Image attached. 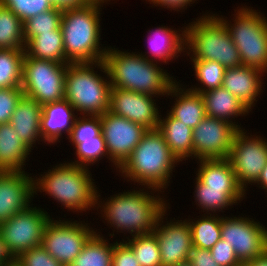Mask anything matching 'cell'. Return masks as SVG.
Listing matches in <instances>:
<instances>
[{"label": "cell", "instance_id": "6da1fadb", "mask_svg": "<svg viewBox=\"0 0 267 266\" xmlns=\"http://www.w3.org/2000/svg\"><path fill=\"white\" fill-rule=\"evenodd\" d=\"M107 1L111 0H91L85 5L63 9L60 27L65 56L71 63L104 60L108 47L99 45V16L101 6Z\"/></svg>", "mask_w": 267, "mask_h": 266}, {"label": "cell", "instance_id": "7a4b0ae2", "mask_svg": "<svg viewBox=\"0 0 267 266\" xmlns=\"http://www.w3.org/2000/svg\"><path fill=\"white\" fill-rule=\"evenodd\" d=\"M108 48L104 62L108 70L111 87L135 91L147 95H167L175 78L153 61L141 54Z\"/></svg>", "mask_w": 267, "mask_h": 266}, {"label": "cell", "instance_id": "3957f363", "mask_svg": "<svg viewBox=\"0 0 267 266\" xmlns=\"http://www.w3.org/2000/svg\"><path fill=\"white\" fill-rule=\"evenodd\" d=\"M148 190H133L110 196L105 204L100 201L97 193V207H101L103 218H106L117 232H128L131 236L152 233L159 216L167 210V203L159 195H150ZM156 196V197H155ZM99 200V201H98ZM99 202V203H98ZM101 202V203H100ZM102 204V205H100ZM105 216V217H104ZM133 233V234H132Z\"/></svg>", "mask_w": 267, "mask_h": 266}, {"label": "cell", "instance_id": "277c9868", "mask_svg": "<svg viewBox=\"0 0 267 266\" xmlns=\"http://www.w3.org/2000/svg\"><path fill=\"white\" fill-rule=\"evenodd\" d=\"M177 162L163 135L157 129L147 130L119 172L134 183L159 193L166 189Z\"/></svg>", "mask_w": 267, "mask_h": 266}, {"label": "cell", "instance_id": "5b68a950", "mask_svg": "<svg viewBox=\"0 0 267 266\" xmlns=\"http://www.w3.org/2000/svg\"><path fill=\"white\" fill-rule=\"evenodd\" d=\"M90 170L71 163H61L34 179V193L43 190L68 210L82 212L96 208L97 193Z\"/></svg>", "mask_w": 267, "mask_h": 266}, {"label": "cell", "instance_id": "8992f818", "mask_svg": "<svg viewBox=\"0 0 267 266\" xmlns=\"http://www.w3.org/2000/svg\"><path fill=\"white\" fill-rule=\"evenodd\" d=\"M95 67L107 74L108 80L96 74ZM110 90L111 83L104 60L67 65L65 99L75 108L76 113L89 116L102 115L109 111Z\"/></svg>", "mask_w": 267, "mask_h": 266}, {"label": "cell", "instance_id": "52a82bcc", "mask_svg": "<svg viewBox=\"0 0 267 266\" xmlns=\"http://www.w3.org/2000/svg\"><path fill=\"white\" fill-rule=\"evenodd\" d=\"M208 14L189 23L186 29V51L190 59L214 60L225 68L242 65L240 55L219 15ZM192 52V55H189Z\"/></svg>", "mask_w": 267, "mask_h": 266}, {"label": "cell", "instance_id": "ba28073f", "mask_svg": "<svg viewBox=\"0 0 267 266\" xmlns=\"http://www.w3.org/2000/svg\"><path fill=\"white\" fill-rule=\"evenodd\" d=\"M235 17H233L235 19L233 24L223 16L219 18L224 22L238 49L242 65L257 68L266 73L267 18L247 6L239 8Z\"/></svg>", "mask_w": 267, "mask_h": 266}, {"label": "cell", "instance_id": "9c48e42d", "mask_svg": "<svg viewBox=\"0 0 267 266\" xmlns=\"http://www.w3.org/2000/svg\"><path fill=\"white\" fill-rule=\"evenodd\" d=\"M68 64L35 59L26 52L21 89L40 105L65 99V74Z\"/></svg>", "mask_w": 267, "mask_h": 266}, {"label": "cell", "instance_id": "30bf717a", "mask_svg": "<svg viewBox=\"0 0 267 266\" xmlns=\"http://www.w3.org/2000/svg\"><path fill=\"white\" fill-rule=\"evenodd\" d=\"M50 220L44 209L29 206L0 223V235L11 255L16 258L24 251L41 246L46 225Z\"/></svg>", "mask_w": 267, "mask_h": 266}, {"label": "cell", "instance_id": "8fae6325", "mask_svg": "<svg viewBox=\"0 0 267 266\" xmlns=\"http://www.w3.org/2000/svg\"><path fill=\"white\" fill-rule=\"evenodd\" d=\"M221 239L233 247L242 265L267 253V228L252 218L222 216Z\"/></svg>", "mask_w": 267, "mask_h": 266}, {"label": "cell", "instance_id": "7c38bea8", "mask_svg": "<svg viewBox=\"0 0 267 266\" xmlns=\"http://www.w3.org/2000/svg\"><path fill=\"white\" fill-rule=\"evenodd\" d=\"M76 222L51 219L42 238L41 246L64 266L71 265L84 244L96 232L86 223Z\"/></svg>", "mask_w": 267, "mask_h": 266}, {"label": "cell", "instance_id": "4fadbf2b", "mask_svg": "<svg viewBox=\"0 0 267 266\" xmlns=\"http://www.w3.org/2000/svg\"><path fill=\"white\" fill-rule=\"evenodd\" d=\"M244 130L239 129L234 135L228 159L238 184L245 190L248 183H255L258 180L267 165V141L264 137L256 135L249 137Z\"/></svg>", "mask_w": 267, "mask_h": 266}, {"label": "cell", "instance_id": "5bb4252c", "mask_svg": "<svg viewBox=\"0 0 267 266\" xmlns=\"http://www.w3.org/2000/svg\"><path fill=\"white\" fill-rule=\"evenodd\" d=\"M100 120L108 160L119 169L130 157L148 129L109 111L100 115Z\"/></svg>", "mask_w": 267, "mask_h": 266}, {"label": "cell", "instance_id": "9a60e30c", "mask_svg": "<svg viewBox=\"0 0 267 266\" xmlns=\"http://www.w3.org/2000/svg\"><path fill=\"white\" fill-rule=\"evenodd\" d=\"M239 129L232 123L206 116L193 129V158H228L234 135Z\"/></svg>", "mask_w": 267, "mask_h": 266}, {"label": "cell", "instance_id": "2e32d148", "mask_svg": "<svg viewBox=\"0 0 267 266\" xmlns=\"http://www.w3.org/2000/svg\"><path fill=\"white\" fill-rule=\"evenodd\" d=\"M153 97L156 96L111 87L109 112L141 124L148 130L158 129L160 113Z\"/></svg>", "mask_w": 267, "mask_h": 266}, {"label": "cell", "instance_id": "e0dca14e", "mask_svg": "<svg viewBox=\"0 0 267 266\" xmlns=\"http://www.w3.org/2000/svg\"><path fill=\"white\" fill-rule=\"evenodd\" d=\"M165 212L166 210L156 221L153 233L158 241L162 266H175L188 261L189 253L193 248L191 228L186 219L175 220V222L170 220L164 225L162 222L167 214Z\"/></svg>", "mask_w": 267, "mask_h": 266}, {"label": "cell", "instance_id": "ac0fdd59", "mask_svg": "<svg viewBox=\"0 0 267 266\" xmlns=\"http://www.w3.org/2000/svg\"><path fill=\"white\" fill-rule=\"evenodd\" d=\"M34 179L25 171H0V223L30 206Z\"/></svg>", "mask_w": 267, "mask_h": 266}, {"label": "cell", "instance_id": "d6986e66", "mask_svg": "<svg viewBox=\"0 0 267 266\" xmlns=\"http://www.w3.org/2000/svg\"><path fill=\"white\" fill-rule=\"evenodd\" d=\"M263 73L260 69L246 65L226 68L222 87L252 110L264 84L261 81Z\"/></svg>", "mask_w": 267, "mask_h": 266}, {"label": "cell", "instance_id": "ffe728a7", "mask_svg": "<svg viewBox=\"0 0 267 266\" xmlns=\"http://www.w3.org/2000/svg\"><path fill=\"white\" fill-rule=\"evenodd\" d=\"M74 112L75 108L66 99L42 105L40 133L44 142L54 144L63 133L68 138L77 117Z\"/></svg>", "mask_w": 267, "mask_h": 266}, {"label": "cell", "instance_id": "44dd1931", "mask_svg": "<svg viewBox=\"0 0 267 266\" xmlns=\"http://www.w3.org/2000/svg\"><path fill=\"white\" fill-rule=\"evenodd\" d=\"M198 164L200 168L197 169L195 189L246 191L238 184L228 158L202 159Z\"/></svg>", "mask_w": 267, "mask_h": 266}, {"label": "cell", "instance_id": "7402d4cb", "mask_svg": "<svg viewBox=\"0 0 267 266\" xmlns=\"http://www.w3.org/2000/svg\"><path fill=\"white\" fill-rule=\"evenodd\" d=\"M41 116L42 105L25 95L21 97L11 116L9 123L30 149L40 138L43 141L40 133Z\"/></svg>", "mask_w": 267, "mask_h": 266}, {"label": "cell", "instance_id": "603a6c76", "mask_svg": "<svg viewBox=\"0 0 267 266\" xmlns=\"http://www.w3.org/2000/svg\"><path fill=\"white\" fill-rule=\"evenodd\" d=\"M183 30H172L171 28L167 27H158L155 28L154 31L149 30L148 35V44L149 46V53L150 56L143 55L147 60L153 62H164L165 64L168 63L173 58H177L181 54V52H186V29L182 28ZM179 32V33H178ZM180 32H182L180 34ZM177 56V57H176ZM151 59H149V58ZM158 60V61H157Z\"/></svg>", "mask_w": 267, "mask_h": 266}, {"label": "cell", "instance_id": "cb8c5ba5", "mask_svg": "<svg viewBox=\"0 0 267 266\" xmlns=\"http://www.w3.org/2000/svg\"><path fill=\"white\" fill-rule=\"evenodd\" d=\"M178 83L176 81L168 92V95L177 97L169 113L184 125L194 129L206 117L204 99L200 93L189 88L185 90V87L182 89V85Z\"/></svg>", "mask_w": 267, "mask_h": 266}, {"label": "cell", "instance_id": "d4e9b609", "mask_svg": "<svg viewBox=\"0 0 267 266\" xmlns=\"http://www.w3.org/2000/svg\"><path fill=\"white\" fill-rule=\"evenodd\" d=\"M201 95L204 99L206 116L226 120L241 129L240 125L235 124L231 117L235 119L234 117L240 115L245 116L251 110L240 99L223 87L205 91Z\"/></svg>", "mask_w": 267, "mask_h": 266}, {"label": "cell", "instance_id": "484cf974", "mask_svg": "<svg viewBox=\"0 0 267 266\" xmlns=\"http://www.w3.org/2000/svg\"><path fill=\"white\" fill-rule=\"evenodd\" d=\"M159 118L158 131L178 161L193 157V129L175 119L170 113Z\"/></svg>", "mask_w": 267, "mask_h": 266}, {"label": "cell", "instance_id": "4316f807", "mask_svg": "<svg viewBox=\"0 0 267 266\" xmlns=\"http://www.w3.org/2000/svg\"><path fill=\"white\" fill-rule=\"evenodd\" d=\"M31 149L16 134L10 123L0 124V171H24ZM27 158V159H26Z\"/></svg>", "mask_w": 267, "mask_h": 266}, {"label": "cell", "instance_id": "83f0119b", "mask_svg": "<svg viewBox=\"0 0 267 266\" xmlns=\"http://www.w3.org/2000/svg\"><path fill=\"white\" fill-rule=\"evenodd\" d=\"M25 52L35 59L50 60L62 64L71 63L65 56L61 27L53 32L40 33L25 47Z\"/></svg>", "mask_w": 267, "mask_h": 266}, {"label": "cell", "instance_id": "f1b7e54d", "mask_svg": "<svg viewBox=\"0 0 267 266\" xmlns=\"http://www.w3.org/2000/svg\"><path fill=\"white\" fill-rule=\"evenodd\" d=\"M114 243L95 232L70 266H112Z\"/></svg>", "mask_w": 267, "mask_h": 266}, {"label": "cell", "instance_id": "f546056e", "mask_svg": "<svg viewBox=\"0 0 267 266\" xmlns=\"http://www.w3.org/2000/svg\"><path fill=\"white\" fill-rule=\"evenodd\" d=\"M205 215L198 220H187V222L191 228L193 246L210 250L221 239L222 217L218 214L216 216L215 214Z\"/></svg>", "mask_w": 267, "mask_h": 266}, {"label": "cell", "instance_id": "4dcf8cb0", "mask_svg": "<svg viewBox=\"0 0 267 266\" xmlns=\"http://www.w3.org/2000/svg\"><path fill=\"white\" fill-rule=\"evenodd\" d=\"M24 23L9 8L0 5V49H25Z\"/></svg>", "mask_w": 267, "mask_h": 266}, {"label": "cell", "instance_id": "1f68e13d", "mask_svg": "<svg viewBox=\"0 0 267 266\" xmlns=\"http://www.w3.org/2000/svg\"><path fill=\"white\" fill-rule=\"evenodd\" d=\"M25 49H0V89L21 88Z\"/></svg>", "mask_w": 267, "mask_h": 266}, {"label": "cell", "instance_id": "d6a6232c", "mask_svg": "<svg viewBox=\"0 0 267 266\" xmlns=\"http://www.w3.org/2000/svg\"><path fill=\"white\" fill-rule=\"evenodd\" d=\"M194 192L196 205L198 204L203 209V212L206 211V214H211L212 212L215 214L218 210L223 211L225 207H232L238 201H242L241 199L246 193L245 191H222L214 189H196Z\"/></svg>", "mask_w": 267, "mask_h": 266}, {"label": "cell", "instance_id": "836d02e7", "mask_svg": "<svg viewBox=\"0 0 267 266\" xmlns=\"http://www.w3.org/2000/svg\"><path fill=\"white\" fill-rule=\"evenodd\" d=\"M124 242L132 249L140 266H162L158 241L153 232L132 236Z\"/></svg>", "mask_w": 267, "mask_h": 266}, {"label": "cell", "instance_id": "e575fe53", "mask_svg": "<svg viewBox=\"0 0 267 266\" xmlns=\"http://www.w3.org/2000/svg\"><path fill=\"white\" fill-rule=\"evenodd\" d=\"M195 70L196 80L200 81L202 87L189 88L197 93H204L205 91L222 87L224 73L226 68L214 60H199L191 59Z\"/></svg>", "mask_w": 267, "mask_h": 266}, {"label": "cell", "instance_id": "d590c367", "mask_svg": "<svg viewBox=\"0 0 267 266\" xmlns=\"http://www.w3.org/2000/svg\"><path fill=\"white\" fill-rule=\"evenodd\" d=\"M69 141L75 146L78 159L74 162L71 161V164L87 168L89 165L99 162L106 155L109 158L102 132L95 138L70 139Z\"/></svg>", "mask_w": 267, "mask_h": 266}, {"label": "cell", "instance_id": "8d00e7d4", "mask_svg": "<svg viewBox=\"0 0 267 266\" xmlns=\"http://www.w3.org/2000/svg\"><path fill=\"white\" fill-rule=\"evenodd\" d=\"M63 9L53 7L24 22V40L26 45L40 33L53 32L60 27Z\"/></svg>", "mask_w": 267, "mask_h": 266}, {"label": "cell", "instance_id": "74e56055", "mask_svg": "<svg viewBox=\"0 0 267 266\" xmlns=\"http://www.w3.org/2000/svg\"><path fill=\"white\" fill-rule=\"evenodd\" d=\"M0 5L9 8L23 23L54 7L51 0H0Z\"/></svg>", "mask_w": 267, "mask_h": 266}, {"label": "cell", "instance_id": "f35d334b", "mask_svg": "<svg viewBox=\"0 0 267 266\" xmlns=\"http://www.w3.org/2000/svg\"><path fill=\"white\" fill-rule=\"evenodd\" d=\"M101 132L100 115H83V117H76L71 134L67 139L95 138Z\"/></svg>", "mask_w": 267, "mask_h": 266}, {"label": "cell", "instance_id": "ab89813d", "mask_svg": "<svg viewBox=\"0 0 267 266\" xmlns=\"http://www.w3.org/2000/svg\"><path fill=\"white\" fill-rule=\"evenodd\" d=\"M14 266H64L56 261L42 246L24 251L15 258Z\"/></svg>", "mask_w": 267, "mask_h": 266}, {"label": "cell", "instance_id": "60d3db41", "mask_svg": "<svg viewBox=\"0 0 267 266\" xmlns=\"http://www.w3.org/2000/svg\"><path fill=\"white\" fill-rule=\"evenodd\" d=\"M23 95L21 88L0 89V124L10 122L11 116Z\"/></svg>", "mask_w": 267, "mask_h": 266}, {"label": "cell", "instance_id": "b9f144b4", "mask_svg": "<svg viewBox=\"0 0 267 266\" xmlns=\"http://www.w3.org/2000/svg\"><path fill=\"white\" fill-rule=\"evenodd\" d=\"M211 255L213 260L219 266H241L238 261L234 249L229 244L225 243L223 239H220L211 249Z\"/></svg>", "mask_w": 267, "mask_h": 266}, {"label": "cell", "instance_id": "7bdbcfd3", "mask_svg": "<svg viewBox=\"0 0 267 266\" xmlns=\"http://www.w3.org/2000/svg\"><path fill=\"white\" fill-rule=\"evenodd\" d=\"M112 266H140L132 249L124 242L114 243Z\"/></svg>", "mask_w": 267, "mask_h": 266}, {"label": "cell", "instance_id": "ee69618b", "mask_svg": "<svg viewBox=\"0 0 267 266\" xmlns=\"http://www.w3.org/2000/svg\"><path fill=\"white\" fill-rule=\"evenodd\" d=\"M191 266H219L212 258L210 250L194 247L188 257Z\"/></svg>", "mask_w": 267, "mask_h": 266}, {"label": "cell", "instance_id": "f6af8a7d", "mask_svg": "<svg viewBox=\"0 0 267 266\" xmlns=\"http://www.w3.org/2000/svg\"><path fill=\"white\" fill-rule=\"evenodd\" d=\"M195 1L196 0H148V2L154 4L155 6H163L164 8L167 7V9L169 8L171 11L172 9L175 11H180L179 9L183 10L185 7L187 8L188 4V6H190V4Z\"/></svg>", "mask_w": 267, "mask_h": 266}, {"label": "cell", "instance_id": "bcb514c9", "mask_svg": "<svg viewBox=\"0 0 267 266\" xmlns=\"http://www.w3.org/2000/svg\"><path fill=\"white\" fill-rule=\"evenodd\" d=\"M0 262L4 266H14L15 263V258L11 255V253L7 249V246L4 243L1 235H0Z\"/></svg>", "mask_w": 267, "mask_h": 266}, {"label": "cell", "instance_id": "7dc6e473", "mask_svg": "<svg viewBox=\"0 0 267 266\" xmlns=\"http://www.w3.org/2000/svg\"><path fill=\"white\" fill-rule=\"evenodd\" d=\"M91 0H51L54 7L61 9L78 7L89 3Z\"/></svg>", "mask_w": 267, "mask_h": 266}, {"label": "cell", "instance_id": "c3c4849f", "mask_svg": "<svg viewBox=\"0 0 267 266\" xmlns=\"http://www.w3.org/2000/svg\"><path fill=\"white\" fill-rule=\"evenodd\" d=\"M260 185L259 187H262L260 189H264L267 192V165L262 170L258 180L255 182V184Z\"/></svg>", "mask_w": 267, "mask_h": 266}, {"label": "cell", "instance_id": "681fc988", "mask_svg": "<svg viewBox=\"0 0 267 266\" xmlns=\"http://www.w3.org/2000/svg\"><path fill=\"white\" fill-rule=\"evenodd\" d=\"M246 266H267V253L245 264Z\"/></svg>", "mask_w": 267, "mask_h": 266}, {"label": "cell", "instance_id": "f907efd6", "mask_svg": "<svg viewBox=\"0 0 267 266\" xmlns=\"http://www.w3.org/2000/svg\"><path fill=\"white\" fill-rule=\"evenodd\" d=\"M175 266H191V264L187 261V262H184V263H181V264H177Z\"/></svg>", "mask_w": 267, "mask_h": 266}]
</instances>
